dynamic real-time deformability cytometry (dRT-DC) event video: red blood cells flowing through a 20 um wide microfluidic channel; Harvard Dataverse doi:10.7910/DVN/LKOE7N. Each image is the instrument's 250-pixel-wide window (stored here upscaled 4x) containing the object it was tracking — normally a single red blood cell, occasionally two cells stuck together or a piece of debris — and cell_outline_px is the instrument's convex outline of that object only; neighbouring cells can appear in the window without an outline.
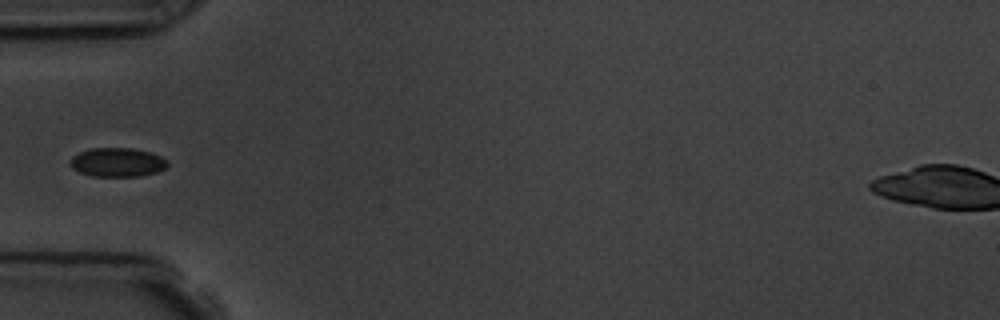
{"species": "common noctule bat (a hibernating species)", "species_latin": "Nyctalus noctula", "temperature_condition": "room temperature", "stored_images_in_passage": 8, "camera_frame_rate_fps": 3000, "um_per_image_px": 0.085, "animal": {"sex": "male", "body_mass_g": 19.5, "forearm_length_mm": 54.6}, "frame": {"image": 1, "passage_image": 5, "time_ms": 4.667, "image_size_px": [1000, 320], "cell_outline_px": [[168, 164], [164, 168], [156, 172], [140, 176], [92, 176], [80, 172], [72, 168], [72, 156], [80, 152], [92, 148], [132, 148], [148, 152], [160, 156], [168, 160]], "centroid_in_image_um": [9.99, 13.79], "position_along_channel_um": 75.0, "area_um2": 16.18}}
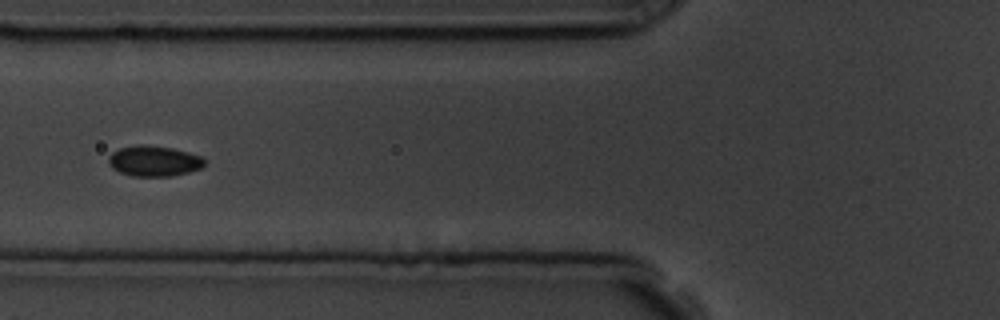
{"frame": {"image": 2, "passage_image": 6, "time_ms": 5.667, "image_size_px": [1000, 320], "cell_outline_px": [[204, 164], [200, 168], [188, 172], [172, 176], [132, 176], [120, 172], [112, 168], [108, 164], [108, 156], [112, 152], [120, 148], [136, 144], [140, 144], [172, 148], [188, 152], [200, 156], [204, 160]], "centroid_in_image_um": [13.04, 13.68], "position_along_channel_um": 112.8, "area_um2": 17.05}}